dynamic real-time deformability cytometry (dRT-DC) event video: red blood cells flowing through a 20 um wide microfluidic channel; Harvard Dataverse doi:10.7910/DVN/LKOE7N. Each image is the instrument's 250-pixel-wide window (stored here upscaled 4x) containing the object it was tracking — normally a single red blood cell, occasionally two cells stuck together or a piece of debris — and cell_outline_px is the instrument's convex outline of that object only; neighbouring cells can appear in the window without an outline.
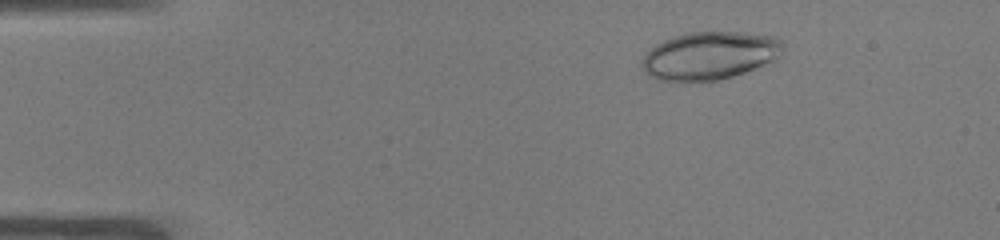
{"species": "common noctule bat (a hibernating species)", "species_latin": "Nyctalus noctula", "temperature_condition": "warm", "stored_images_in_passage": 51, "camera_frame_rate_fps": 3000, "um_per_image_px": 0.085, "animal": {"sex": "male", "body_mass_g": 19.0, "forearm_length_mm": 50.8}, "frame": {"image": 1, "passage_image": 7, "time_ms": 2.0, "image_size_px": [1000, 240], "cell_outline_px": [[784, 44], [780, 56], [776, 60], [744, 72], [720, 80], [656, 80], [644, 68], [644, 56], [656, 44], [672, 36], [688, 32], [744, 32], [776, 36]], "centroid_in_image_um": [60.4, 4.7], "position_along_channel_um": 24.6, "area_um2": 38.96}}
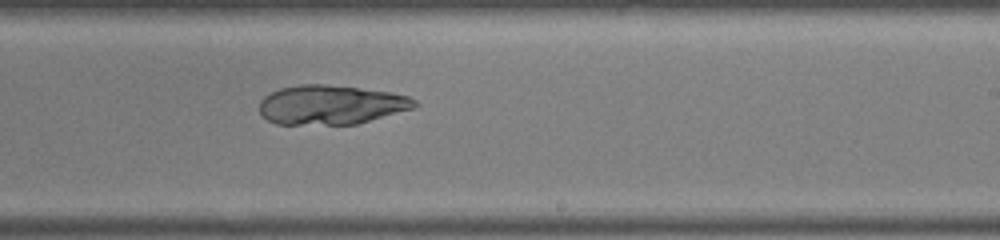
{"frame": {"image": 2, "passage_image": 31, "time_ms": 10.0, "image_size_px": [1000, 240], "cell_outline_px": [[420, 104], [416, 108], [356, 124], [276, 124], [268, 120], [260, 112], [260, 100], [264, 96], [280, 88], [300, 84], [324, 84], [392, 92], [408, 96], [416, 100]], "centroid_in_image_um": [28.17, 8.9], "position_along_channel_um": 260.8, "area_um2": 35.6}}
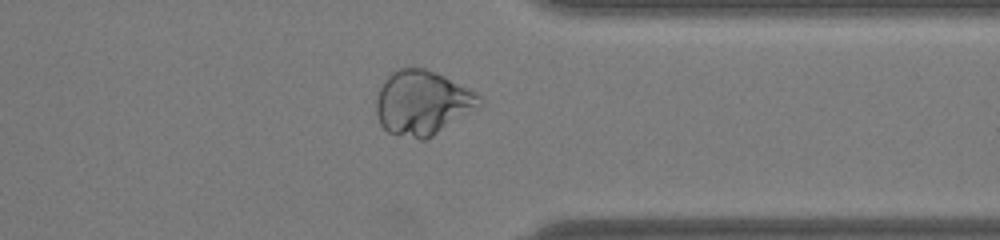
{"frame": {"image": 3, "passage_image": 40, "time_ms": 13.0, "image_size_px": [1000, 240], "cell_outline_px": [[484, 104], [432, 136], [424, 140], [420, 140], [388, 132], [380, 124], [376, 112], [376, 100], [380, 88], [384, 80], [392, 72], [400, 68], [424, 68], [444, 76], [476, 92], [484, 100]], "centroid_in_image_um": [35.91, 8.74], "position_along_channel_um": 375.5, "area_um2": 38.61}}